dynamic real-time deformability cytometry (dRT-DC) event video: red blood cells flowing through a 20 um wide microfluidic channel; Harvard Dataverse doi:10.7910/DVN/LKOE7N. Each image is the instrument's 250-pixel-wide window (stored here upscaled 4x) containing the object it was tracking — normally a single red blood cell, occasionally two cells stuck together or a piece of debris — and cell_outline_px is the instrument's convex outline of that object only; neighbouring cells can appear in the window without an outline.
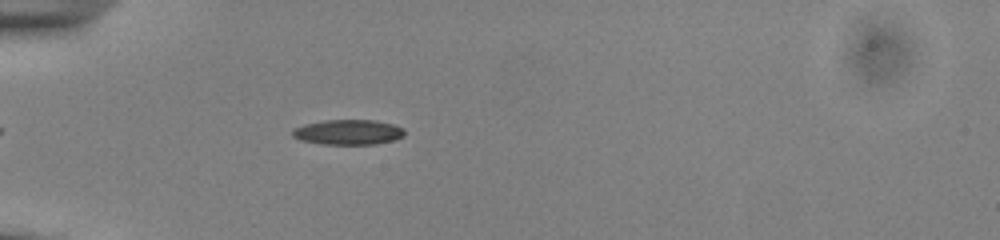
{"species": "common noctule bat (a hibernating species)", "species_latin": "Nyctalus noctula", "temperature_condition": "cold", "stored_images_in_passage": 34, "camera_frame_rate_fps": 3000, "um_per_image_px": 0.085, "animal": {"sex": "male", "body_mass_g": 13.0, "forearm_length_mm": 53.1}, "frame": {"image": 1, "passage_image": 4, "time_ms": 1.0, "image_size_px": [1000, 240], "cell_outline_px": [[404, 136], [392, 140], [376, 144], [320, 144], [300, 140], [292, 136], [292, 128], [304, 124], [324, 120], [376, 120], [392, 124], [404, 128]], "centroid_in_image_um": [29.56, 11.23], "position_along_channel_um": 55.4, "area_um2": 16.47}}
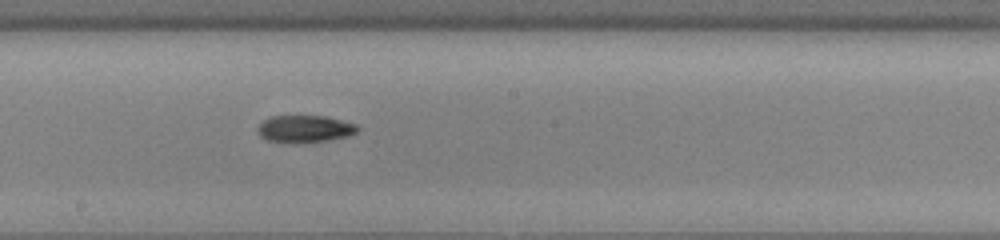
{"frame": {"image": 2, "passage_image": 18, "time_ms": 5.667, "image_size_px": [1000, 240], "cell_outline_px": [[360, 128], [356, 132], [348, 136], [328, 140], [296, 144], [288, 144], [264, 140], [260, 136], [256, 128], [264, 120], [272, 116], [328, 116], [356, 124]], "centroid_in_image_um": [25.88, 10.97], "position_along_channel_um": 222.3, "area_um2": 16.18}}
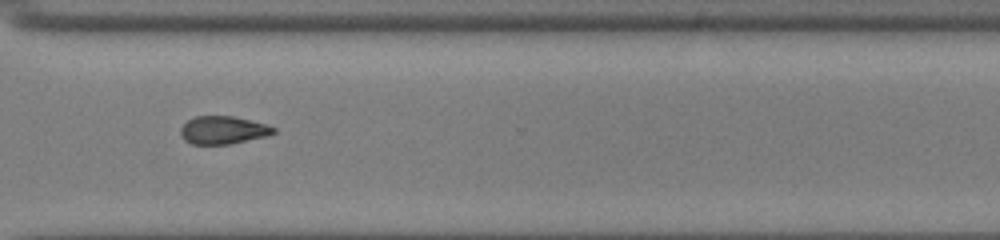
{"frame": {"image": 3, "passage_image": 28, "time_ms": 9.0, "image_size_px": [1000, 240], "cell_outline_px": [[276, 132], [268, 136], [228, 144], [192, 144], [184, 140], [180, 132], [180, 128], [188, 120], [196, 116], [232, 116], [268, 124], [276, 128]], "centroid_in_image_um": [18.98, 11.06], "position_along_channel_um": 351.6, "area_um2": 15.14}, "authors_computed_cell_mechanics": {"area_um2": 15.8661, "velocity_mm_per_s": 3.8808, "shape_relaxation_time_tau1_ms": 9.6082, "shape_relaxation_time_tau2_ms": null, "deformation_change_tau1": 0.1753, "deformation_change_tau2": null}}